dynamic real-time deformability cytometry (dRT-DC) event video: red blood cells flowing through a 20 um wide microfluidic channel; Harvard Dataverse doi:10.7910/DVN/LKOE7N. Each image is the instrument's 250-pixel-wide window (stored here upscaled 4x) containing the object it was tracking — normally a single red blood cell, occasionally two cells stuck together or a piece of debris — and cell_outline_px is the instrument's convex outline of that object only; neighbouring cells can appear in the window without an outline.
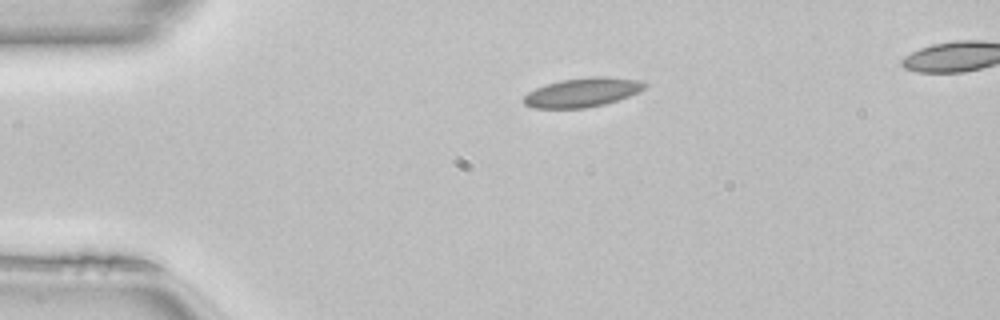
{"species": "common noctule bat (a hibernating species)", "species_latin": "Nyctalus noctula", "temperature_condition": "room temperature", "stored_images_in_passage": 39, "camera_frame_rate_fps": 3000, "um_per_image_px": 0.085, "animal": {"sex": "female", "body_mass_g": 22.7, "forearm_length_mm": 54.2}, "frame": {"image": 1, "passage_image": 1, "time_ms": 0.0, "image_size_px": [1000, 320], "cell_outline_px": [[648, 84], [640, 92], [604, 104], [584, 108], [532, 108], [524, 104], [520, 100], [528, 92], [536, 88], [560, 80], [592, 76], [604, 76], [640, 80]], "centroid_in_image_um": [49.49, 7.85], "position_along_channel_um": 35.5, "area_um2": 20.58}}
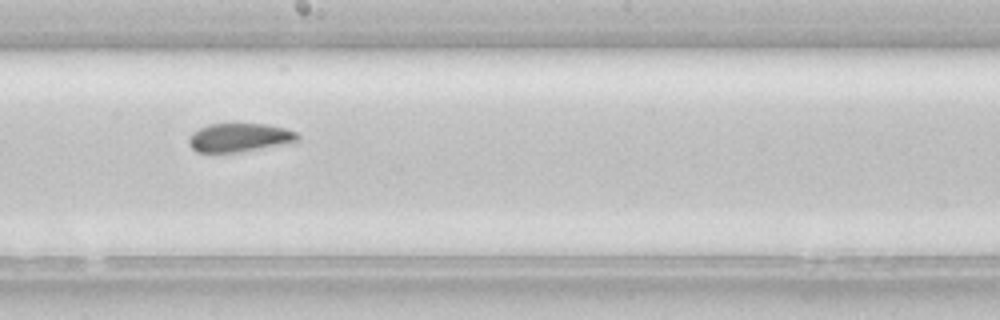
{"frame": {"image": 2, "passage_image": 18, "time_ms": 5.667, "image_size_px": [1000, 320], "cell_outline_px": [[300, 140], [292, 144], [240, 152], [196, 152], [188, 144], [188, 136], [192, 132], [208, 124], [264, 124], [284, 128], [296, 132], [300, 136]], "centroid_in_image_um": [20.39, 11.71], "position_along_channel_um": 227.8, "area_um2": 18.5}}
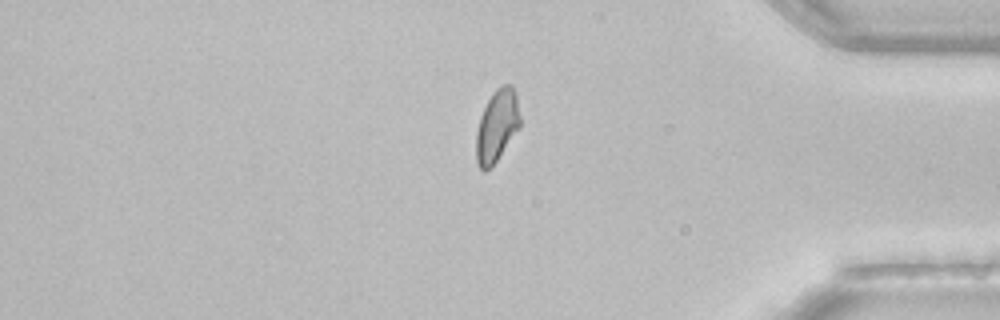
{"frame": {"image": 3, "passage_image": 32, "time_ms": 10.333, "image_size_px": [1000, 320], "cell_outline_px": [[520, 128], [492, 168], [484, 172], [480, 168], [476, 160], [476, 132], [480, 116], [492, 92], [496, 88], [504, 84], [512, 84], [516, 92], [520, 116]], "centroid_in_image_um": [42.25, 10.71], "position_along_channel_um": 393.0, "area_um2": 18.84}, "authors_computed_cell_mechanics": {"area_um2": 19.074, "velocity_mm_per_s": 4.1057, "shape_relaxation_time_tau1_ms": null, "shape_relaxation_time_tau2_ms": 1.9828, "deformation_change_tau1": null, "deformation_change_tau2": 0.0503}}